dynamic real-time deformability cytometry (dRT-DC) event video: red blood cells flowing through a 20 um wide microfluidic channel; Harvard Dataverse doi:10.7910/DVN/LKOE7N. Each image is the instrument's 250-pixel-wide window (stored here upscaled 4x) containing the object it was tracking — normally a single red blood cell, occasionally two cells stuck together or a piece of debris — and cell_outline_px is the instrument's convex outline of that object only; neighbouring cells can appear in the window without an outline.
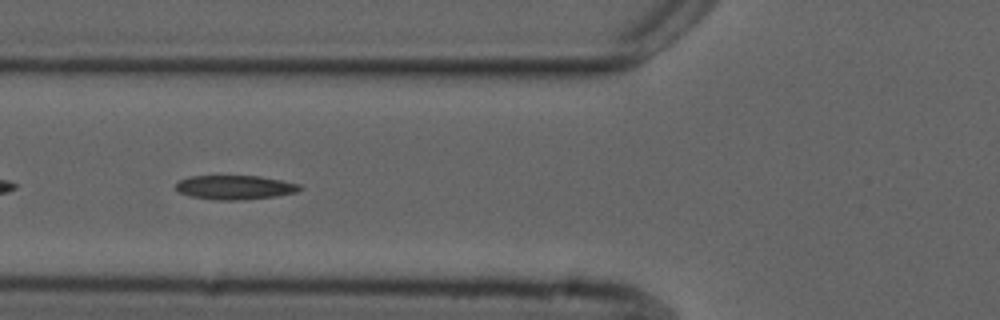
{"species": "common noctule bat (a hibernating species)", "species_latin": "Nyctalus noctula", "temperature_condition": "cold", "stored_images_in_passage": 38, "camera_frame_rate_fps": 3000, "um_per_image_px": 0.085, "animal": {"sex": "male", "forearm_length_mm": 52.5}, "frame": {"image": 1, "passage_image": 5, "time_ms": 1.333, "image_size_px": [1000, 320], "cell_outline_px": [[304, 188], [296, 192], [276, 196], [244, 200], [212, 200], [192, 196], [180, 192], [176, 188], [176, 184], [180, 180], [188, 176], [260, 176], [300, 184]], "centroid_in_image_um": [19.99, 15.93], "position_along_channel_um": 105.8, "area_um2": 17.46}}
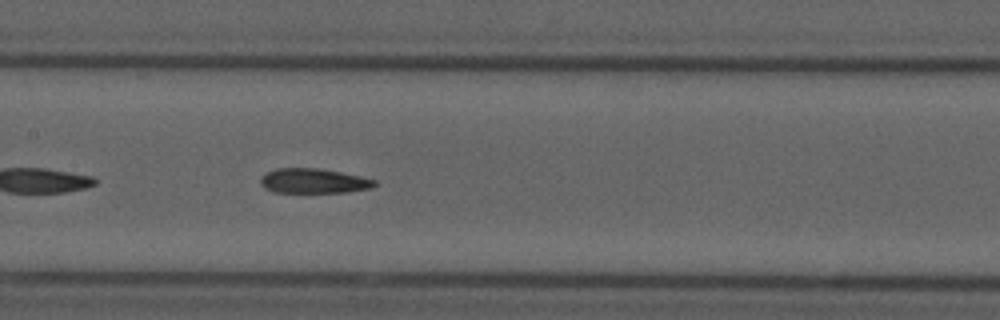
{"frame": {"image": 2, "passage_image": 11, "time_ms": 3.333, "image_size_px": [1000, 320], "cell_outline_px": [[376, 184], [372, 188], [348, 192], [272, 192], [264, 188], [260, 184], [260, 176], [264, 172], [276, 168], [316, 168], [340, 172], [360, 176], [376, 180]], "centroid_in_image_um": [26.6, 15.38], "position_along_channel_um": 180.8, "area_um2": 16.59}}
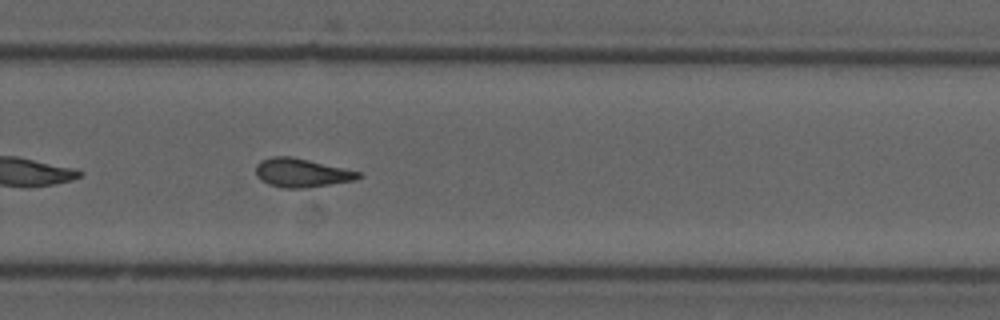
{"frame": {"image": 3, "passage_image": 21, "time_ms": 6.667, "image_size_px": [1000, 320], "cell_outline_px": [[364, 176], [356, 180], [304, 188], [284, 188], [268, 184], [260, 180], [256, 176], [256, 164], [260, 160], [272, 156], [288, 156], [308, 160], [360, 172]], "centroid_in_image_um": [25.61, 14.69], "position_along_channel_um": 304.2, "area_um2": 17.11}, "authors_computed_cell_mechanics": {"area_um2": 17.051, "velocity_mm_per_s": 3.719, "shape_relaxation_time_tau1_ms": 9.7721, "shape_relaxation_time_tau2_ms": 2.7262, "deformation_change_tau1": 0.192, "deformation_change_tau2": 0.0986}}